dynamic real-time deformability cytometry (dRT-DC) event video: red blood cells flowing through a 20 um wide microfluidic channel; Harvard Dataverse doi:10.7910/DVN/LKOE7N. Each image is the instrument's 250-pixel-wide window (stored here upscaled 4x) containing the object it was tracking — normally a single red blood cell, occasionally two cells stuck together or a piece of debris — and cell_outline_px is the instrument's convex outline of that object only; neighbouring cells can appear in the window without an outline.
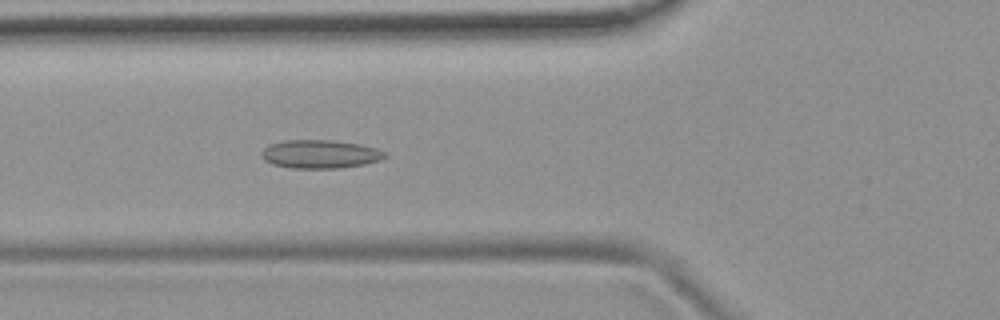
{"species": "common noctule bat (a hibernating species)", "species_latin": "Nyctalus noctula", "temperature_condition": "room temperature", "stored_images_in_passage": 37, "camera_frame_rate_fps": 3000, "um_per_image_px": 0.085, "animal": {"sex": "female", "body_mass_g": 19.9}, "frame": {"image": 1, "passage_image": 3, "time_ms": 0.667, "image_size_px": [1000, 320], "cell_outline_px": [[388, 156], [380, 160], [364, 164], [336, 168], [292, 168], [272, 164], [264, 160], [260, 156], [260, 152], [268, 144], [284, 140], [332, 140], [360, 144], [376, 148], [388, 152]], "centroid_in_image_um": [27.2, 13.09], "position_along_channel_um": 98.6, "area_um2": 20.63}}
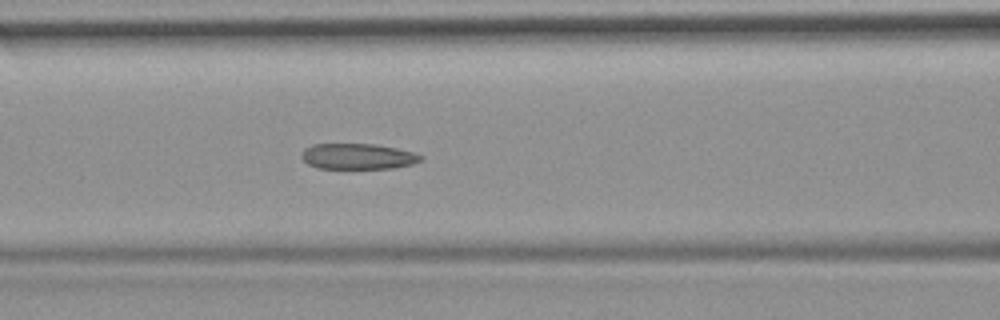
{"frame": {"image": 2, "passage_image": 6, "time_ms": 1.667, "image_size_px": [1000, 320], "cell_outline_px": [[424, 156], [420, 160], [412, 164], [392, 168], [316, 168], [308, 164], [300, 156], [304, 148], [312, 144], [376, 144], [396, 148], [412, 152]], "centroid_in_image_um": [30.38, 13.29], "position_along_channel_um": 136.2, "area_um2": 17.8}}
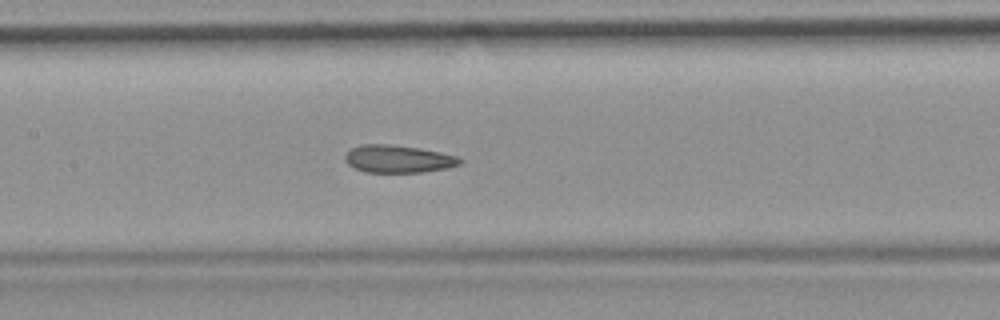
{"frame": {"image": 3, "passage_image": 9, "time_ms": 2.667, "image_size_px": [1000, 320], "cell_outline_px": [[464, 160], [460, 164], [448, 168], [424, 172], [364, 172], [348, 164], [344, 160], [344, 156], [352, 148], [360, 144], [388, 144], [420, 148], [460, 156]], "centroid_in_image_um": [33.88, 13.51], "position_along_channel_um": 173.5, "area_um2": 18.61}}